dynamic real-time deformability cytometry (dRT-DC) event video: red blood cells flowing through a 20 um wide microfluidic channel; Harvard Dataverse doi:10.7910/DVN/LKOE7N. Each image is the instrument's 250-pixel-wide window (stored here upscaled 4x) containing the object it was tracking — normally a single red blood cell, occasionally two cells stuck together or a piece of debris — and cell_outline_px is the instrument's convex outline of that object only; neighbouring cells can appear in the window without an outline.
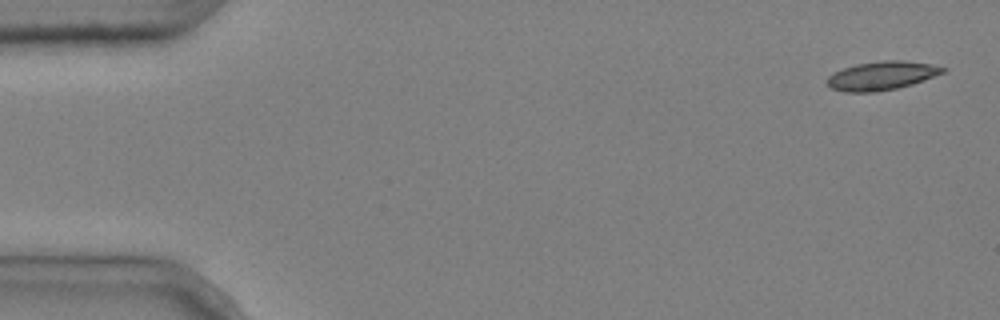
{"species": "common noctule bat (a hibernating species)", "species_latin": "Nyctalus noctula", "temperature_condition": "cold", "stored_images_in_passage": 6, "camera_frame_rate_fps": 3000, "um_per_image_px": 0.085, "animal": {"sex": "male", "body_mass_g": 20.4}, "frame": {"image": 1, "passage_image": 1, "time_ms": 0.0, "image_size_px": [1000, 320], "cell_outline_px": [[948, 68], [944, 72], [924, 80], [912, 84], [896, 88], [876, 92], [844, 92], [832, 88], [824, 80], [828, 76], [844, 68], [856, 64], [880, 60], [904, 60], [932, 64]], "centroid_in_image_um": [74.95, 6.42], "position_along_channel_um": 10.0, "area_um2": 19.36}}
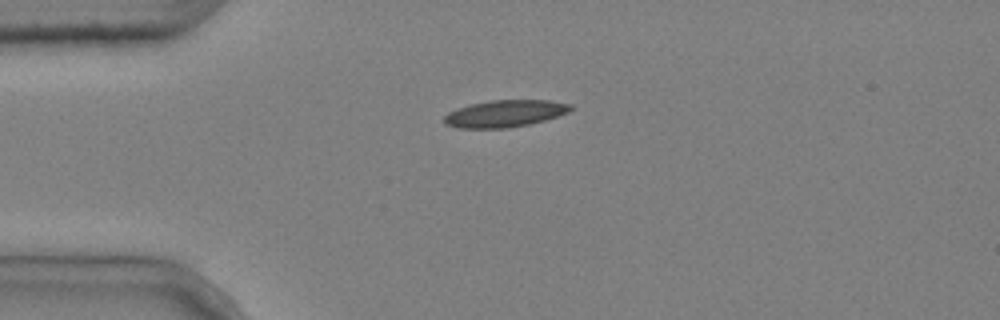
{"frame": {"image": 2, "passage_image": 4, "time_ms": 1.0, "image_size_px": [1000, 320], "cell_outline_px": [[576, 108], [568, 112], [532, 124], [508, 128], [460, 128], [444, 124], [444, 116], [448, 112], [456, 108], [472, 104], [492, 100], [552, 100], [572, 104]], "centroid_in_image_um": [42.95, 9.65], "position_along_channel_um": 42.1, "area_um2": 20.06}}